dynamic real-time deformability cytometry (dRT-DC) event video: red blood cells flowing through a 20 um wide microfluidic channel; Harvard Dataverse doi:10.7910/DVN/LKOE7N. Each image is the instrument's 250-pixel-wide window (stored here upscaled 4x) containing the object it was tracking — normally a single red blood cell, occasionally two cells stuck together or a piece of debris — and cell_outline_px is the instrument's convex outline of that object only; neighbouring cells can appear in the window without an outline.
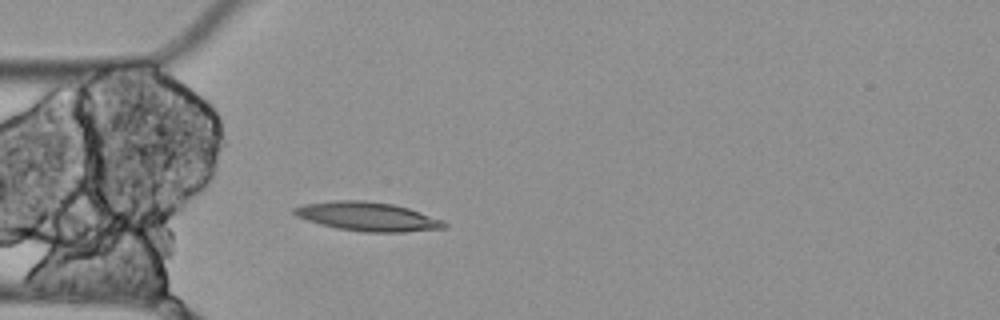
{"species": "Egyptian fruit bat (a non-hibernating species)", "species_latin": "Rousettus aegyptiacus", "temperature_condition": "cold", "stored_images_in_passage": 4, "camera_frame_rate_fps": 3000, "um_per_image_px": 0.085, "animal": {"sex": "female"}, "frame": {"image": 1, "passage_image": 4, "time_ms": 1.0, "image_size_px": [1000, 320], "cell_outline_px": [[448, 224], [444, 228], [404, 232], [364, 232], [336, 228], [320, 224], [296, 216], [292, 212], [292, 208], [304, 204], [332, 200], [368, 200], [392, 204], [408, 208], [444, 220]], "centroid_in_image_um": [31.23, 18.4], "position_along_channel_um": 53.8, "area_um2": 25.37}}